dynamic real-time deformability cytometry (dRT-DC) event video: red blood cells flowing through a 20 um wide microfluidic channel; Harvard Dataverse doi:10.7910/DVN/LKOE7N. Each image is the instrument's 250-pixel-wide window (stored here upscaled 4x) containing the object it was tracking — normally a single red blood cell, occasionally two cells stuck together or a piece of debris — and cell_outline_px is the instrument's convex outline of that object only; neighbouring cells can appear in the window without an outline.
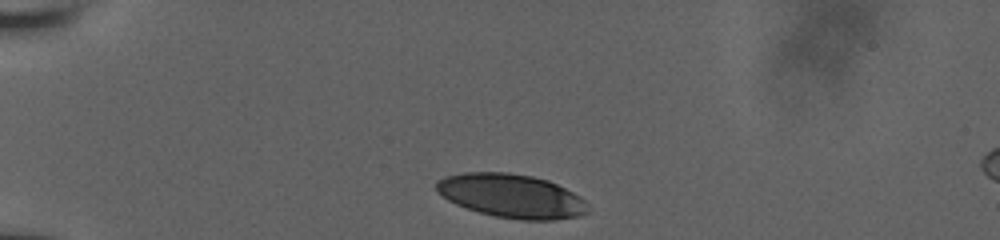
{"species": "human", "species_latin": "Homo sapiens", "temperature_condition": "room temperature", "stored_images_in_passage": 35, "camera_frame_rate_fps": 3000, "um_per_image_px": 0.085, "donor": {"sex": "male"}, "frame": {"image": 1, "passage_image": 1, "time_ms": 0.0, "image_size_px": [1000, 240], "cell_outline_px": [[588, 212], [580, 216], [552, 220], [520, 220], [496, 216], [480, 212], [456, 204], [448, 200], [436, 192], [436, 184], [444, 176], [464, 172], [508, 172], [532, 176], [548, 180], [580, 196], [588, 204]], "centroid_in_image_um": [43.48, 16.65], "position_along_channel_um": 41.5, "area_um2": 38.61}}
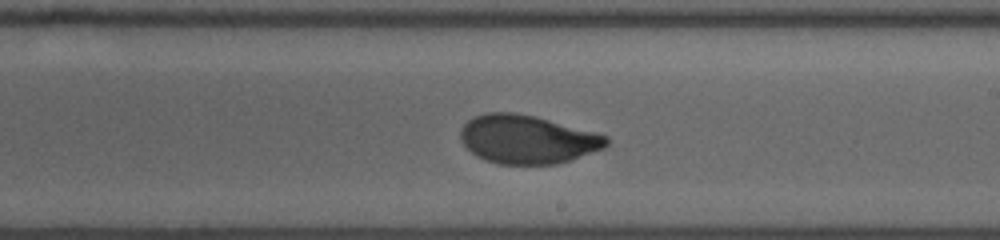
{"frame": {"image": 2, "passage_image": 21, "time_ms": 6.667, "image_size_px": [1000, 240], "cell_outline_px": [[608, 144], [604, 148], [556, 164], [496, 164], [484, 160], [476, 156], [460, 140], [460, 128], [468, 120], [484, 112], [516, 112], [536, 116], [596, 132], [608, 136]], "centroid_in_image_um": [44.8, 11.83], "position_along_channel_um": 244.2, "area_um2": 41.38}}
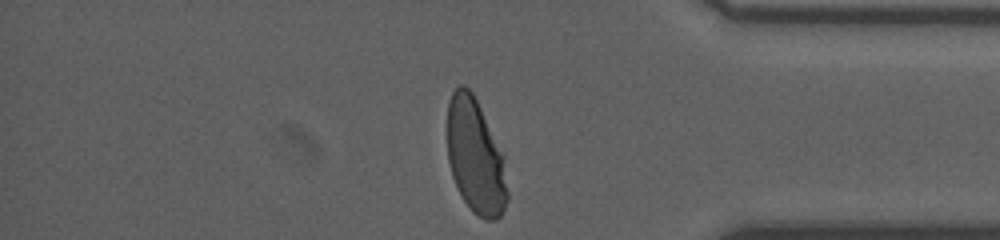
{"frame": {"image": 3, "passage_image": 35, "time_ms": 11.0, "image_size_px": [1000, 240], "cell_outline_px": [[508, 200], [500, 216], [496, 220], [484, 220], [464, 200], [452, 176], [448, 160], [448, 104], [452, 92], [460, 84], [464, 84], [472, 92], [504, 156], [508, 192]], "centroid_in_image_um": [40.43, 13.3], "position_along_channel_um": 394.8, "area_um2": 39.77}, "authors_computed_cell_mechanics": {"area_um2": 41.4426, "velocity_mm_per_s": 3.8369, "shape_relaxation_time_tau1_ms": 4.1266, "shape_relaxation_time_tau2_ms": null, "deformation_change_tau1": 0.1773, "deformation_change_tau2": null}}